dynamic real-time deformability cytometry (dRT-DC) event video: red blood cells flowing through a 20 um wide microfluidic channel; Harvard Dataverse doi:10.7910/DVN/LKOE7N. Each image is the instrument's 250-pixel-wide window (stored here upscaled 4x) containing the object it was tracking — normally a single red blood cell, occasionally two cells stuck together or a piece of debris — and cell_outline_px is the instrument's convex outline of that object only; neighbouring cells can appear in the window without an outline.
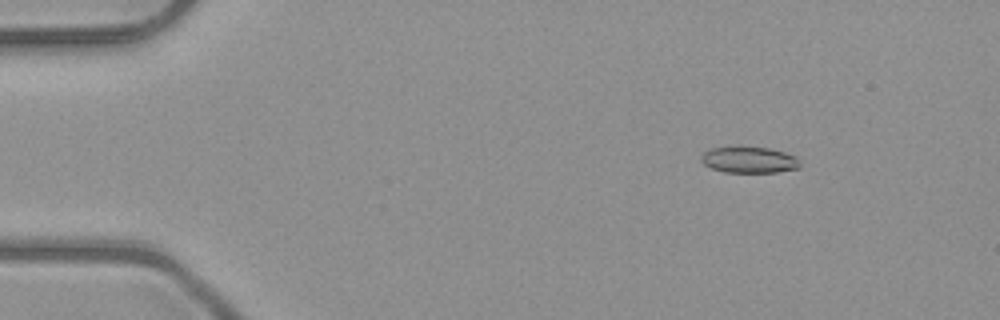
{"species": "common noctule bat (a hibernating species)", "species_latin": "Nyctalus noctula", "temperature_condition": "room temperature", "stored_images_in_passage": 51, "camera_frame_rate_fps": 3000, "um_per_image_px": 0.085, "animal": {"sex": "male", "body_mass_g": 23.1, "forearm_length_mm": 52.7}, "frame": {"image": 1, "passage_image": 7, "time_ms": 2.0, "image_size_px": [1000, 320], "cell_outline_px": [[800, 168], [776, 172], [724, 172], [712, 168], [704, 164], [700, 160], [700, 156], [704, 152], [712, 148], [736, 144], [768, 148], [784, 152], [796, 156], [800, 164]], "centroid_in_image_um": [63.64, 13.55], "position_along_channel_um": 21.4, "area_um2": 15.61}}
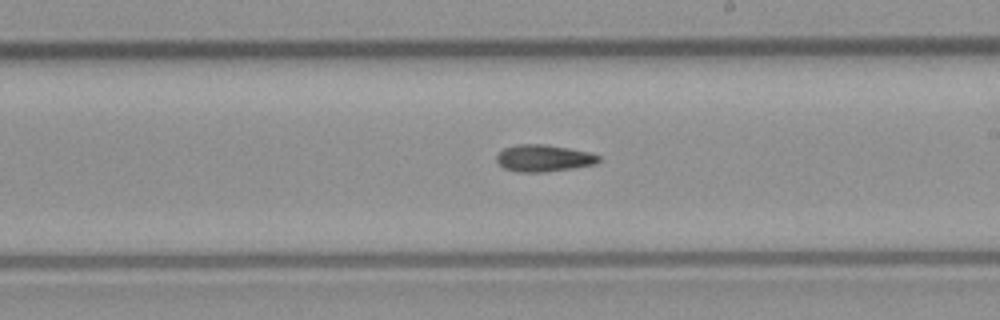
{"frame": {"image": 2, "passage_image": 30, "time_ms": 9.667, "image_size_px": [1000, 320], "cell_outline_px": [[600, 160], [596, 164], [572, 168], [544, 172], [520, 172], [504, 168], [496, 160], [496, 156], [504, 148], [516, 144], [544, 144], [592, 152], [600, 156]], "centroid_in_image_um": [46.23, 13.44], "position_along_channel_um": 242.8, "area_um2": 16.01}}
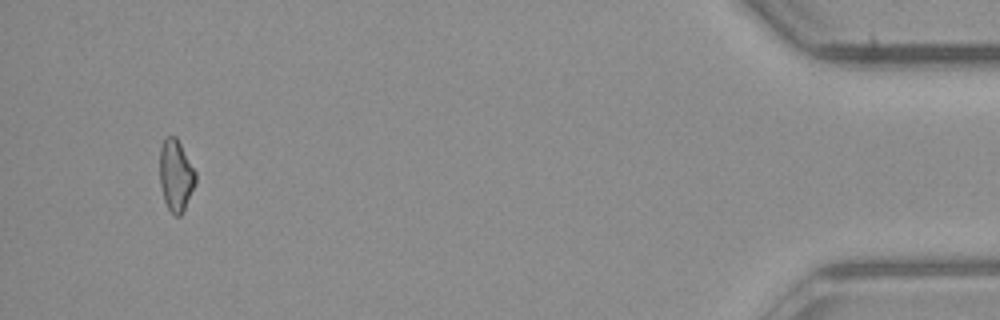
{"frame": {"image": 3, "passage_image": 49, "time_ms": 16.0, "image_size_px": [1000, 320], "cell_outline_px": [[196, 184], [184, 212], [180, 216], [176, 216], [168, 208], [164, 200], [160, 184], [160, 148], [164, 140], [168, 136], [176, 136], [196, 172]], "centroid_in_image_um": [14.96, 14.94], "position_along_channel_um": 420.2, "area_um2": 15.03}}